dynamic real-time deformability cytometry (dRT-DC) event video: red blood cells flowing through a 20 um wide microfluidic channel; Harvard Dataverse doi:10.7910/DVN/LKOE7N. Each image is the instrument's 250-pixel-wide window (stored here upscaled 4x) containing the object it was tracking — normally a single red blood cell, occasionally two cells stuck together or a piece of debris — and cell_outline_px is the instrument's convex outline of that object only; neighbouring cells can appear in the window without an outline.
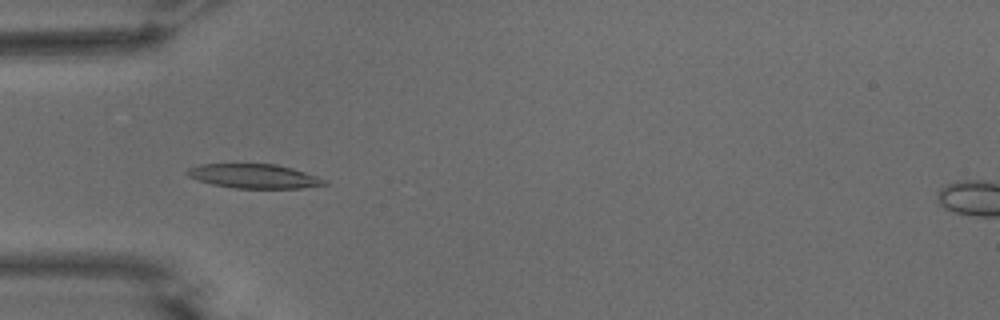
{"species": "common noctule bat (a hibernating species)", "species_latin": "Nyctalus noctula", "temperature_condition": "warm", "stored_images_in_passage": 54, "camera_frame_rate_fps": 3000, "um_per_image_px": 0.085, "animal": {"sex": "male", "body_mass_g": 15.6}, "frame": {"image": 1, "passage_image": 17, "time_ms": 5.333, "image_size_px": [1000, 320], "cell_outline_px": [[328, 184], [300, 188], [236, 188], [212, 184], [188, 176], [184, 172], [188, 168], [200, 164], [276, 164], [292, 168], [316, 176], [324, 180]], "centroid_in_image_um": [21.56, 14.97], "position_along_channel_um": 63.4, "area_um2": 19.13}}
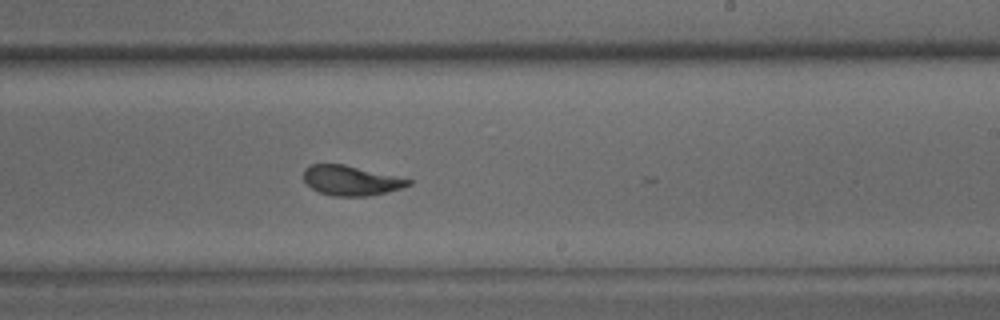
{"frame": {"image": 2, "passage_image": 33, "time_ms": 10.667, "image_size_px": [1000, 320], "cell_outline_px": [[412, 184], [400, 188], [368, 196], [332, 196], [320, 192], [312, 188], [304, 180], [304, 168], [312, 164], [344, 164], [412, 180]], "centroid_in_image_um": [29.8, 15.34], "position_along_channel_um": 259.2, "area_um2": 17.92}}
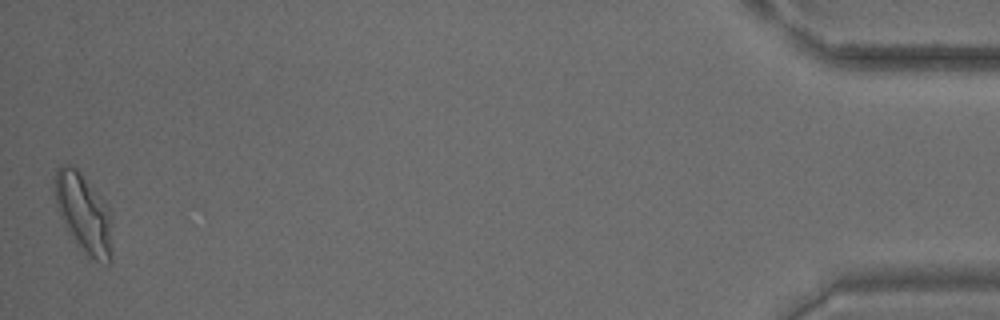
{"frame": {"image": 3, "passage_image": 54, "time_ms": 17.667, "image_size_px": [1000, 320], "cell_outline_px": [[112, 260], [108, 264], [96, 260], [84, 252], [72, 236], [60, 216], [56, 208], [56, 168], [60, 164], [68, 164], [76, 168], [80, 172], [100, 196], [108, 212], [112, 224]], "centroid_in_image_um": [7.13, 18.14], "position_along_channel_um": 428.1, "area_um2": 25.89}, "authors_computed_cell_mechanics": {"area_um2": 19.4786, "velocity_mm_per_s": 3.6994, "shape_relaxation_time_tau1_ms": 3.5705, "shape_relaxation_time_tau2_ms": 1.2177, "deformation_change_tau1": 0.1621, "deformation_change_tau2": 0.0839}}